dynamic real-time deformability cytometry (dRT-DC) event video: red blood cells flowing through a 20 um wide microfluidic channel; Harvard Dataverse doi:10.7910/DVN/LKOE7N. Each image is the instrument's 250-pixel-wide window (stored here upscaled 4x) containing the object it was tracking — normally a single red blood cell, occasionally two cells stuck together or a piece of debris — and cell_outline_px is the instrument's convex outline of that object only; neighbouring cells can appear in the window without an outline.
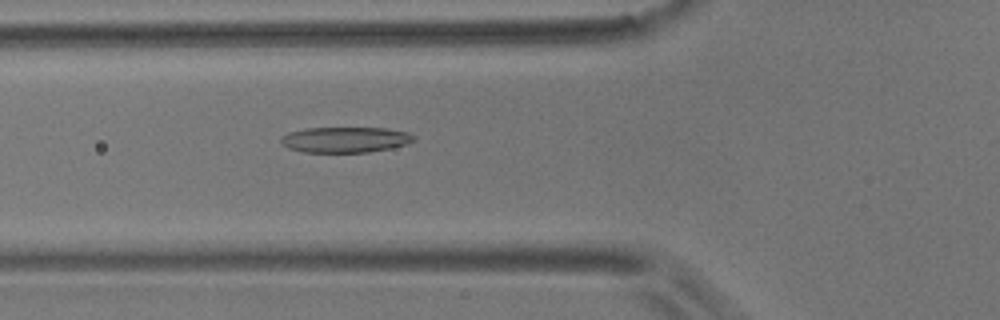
{"species": "common noctule bat (a hibernating species)", "species_latin": "Nyctalus noctula", "temperature_condition": "room temperature", "stored_images_in_passage": 39, "camera_frame_rate_fps": 3000, "um_per_image_px": 0.085, "animal": {"sex": "male", "body_mass_g": 17.9}, "frame": {"image": 1, "passage_image": 3, "time_ms": 0.667, "image_size_px": [1000, 320], "cell_outline_px": [[416, 140], [408, 144], [392, 148], [368, 152], [304, 152], [288, 148], [280, 140], [280, 136], [288, 132], [308, 128], [384, 128], [408, 132]], "centroid_in_image_um": [29.35, 11.87], "position_along_channel_um": 96.5, "area_um2": 19.83}}
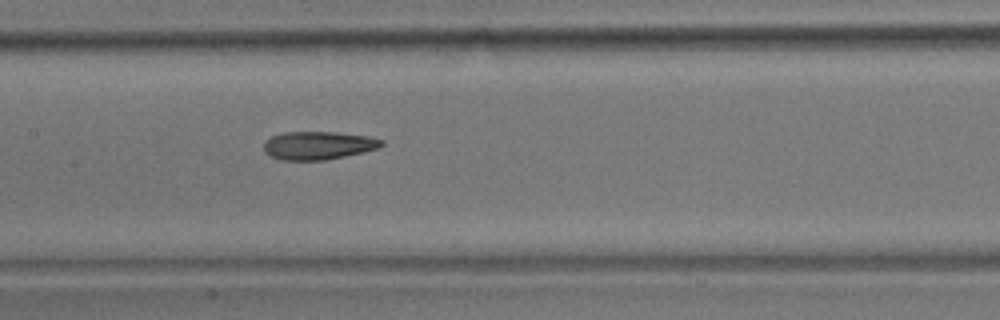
{"frame": {"image": 2, "passage_image": 10, "time_ms": 3.0, "image_size_px": [1000, 320], "cell_outline_px": [[384, 144], [380, 148], [364, 152], [324, 160], [280, 160], [264, 152], [264, 140], [272, 136], [284, 132], [336, 132], [368, 136], [384, 140]], "centroid_in_image_um": [27.06, 12.36], "position_along_channel_um": 180.3, "area_um2": 19.42}}
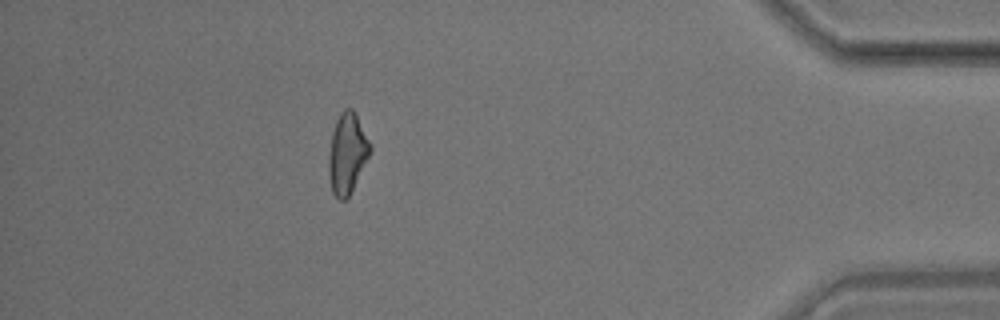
{"frame": {"image": 3, "passage_image": 33, "time_ms": 10.667, "image_size_px": [1000, 320], "cell_outline_px": [[372, 152], [348, 196], [344, 200], [340, 200], [332, 192], [328, 172], [328, 156], [332, 132], [336, 120], [340, 112], [344, 108], [352, 108], [356, 112], [372, 144]], "centroid_in_image_um": [29.53, 12.98], "position_along_channel_um": 405.7, "area_um2": 19.71}}